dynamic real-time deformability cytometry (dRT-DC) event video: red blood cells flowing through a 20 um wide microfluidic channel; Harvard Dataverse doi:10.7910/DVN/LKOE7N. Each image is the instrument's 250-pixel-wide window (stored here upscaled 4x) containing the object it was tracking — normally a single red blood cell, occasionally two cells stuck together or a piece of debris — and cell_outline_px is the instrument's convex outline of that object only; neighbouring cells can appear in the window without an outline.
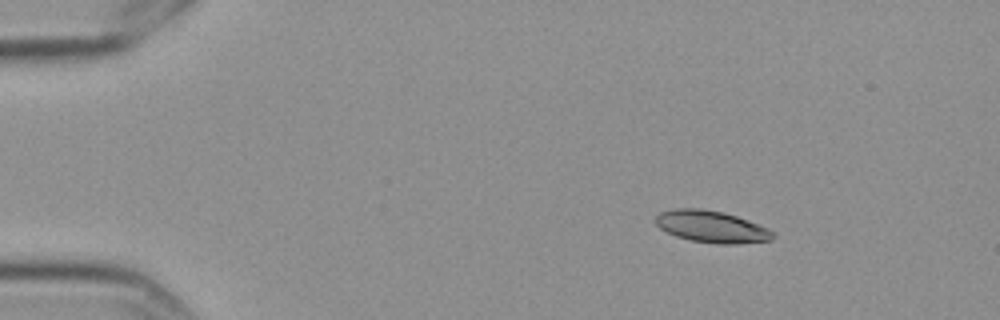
{"species": "Egyptian fruit bat (a non-hibernating species)", "species_latin": "Rousettus aegyptiacus", "temperature_condition": "cold", "stored_images_in_passage": 11, "camera_frame_rate_fps": 3000, "um_per_image_px": 0.085, "frame": {"image": 1, "passage_image": 2, "time_ms": 0.333, "image_size_px": [1000, 320], "cell_outline_px": [[776, 236], [772, 240], [736, 244], [716, 244], [692, 240], [676, 236], [660, 228], [656, 224], [656, 216], [660, 212], [672, 208], [704, 208], [724, 212], [748, 220], [768, 228], [776, 232]], "centroid_in_image_um": [60.52, 19.26], "position_along_channel_um": 24.5, "area_um2": 21.96}}
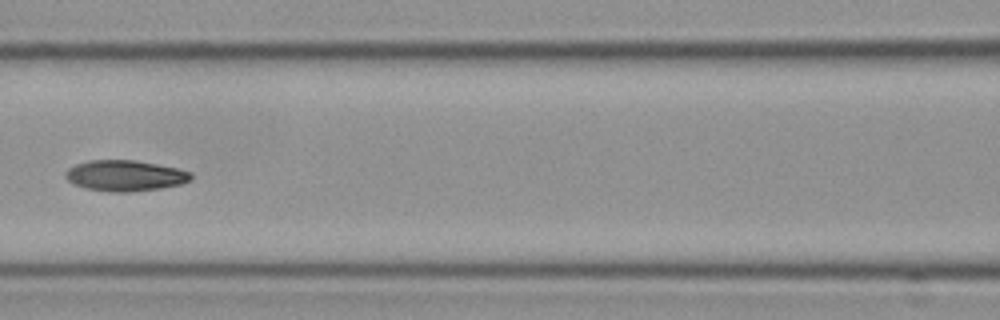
{"frame": {"image": 2, "passage_image": 7, "time_ms": 2.0, "image_size_px": [1000, 320], "cell_outline_px": [[192, 180], [180, 184], [160, 188], [128, 192], [108, 192], [84, 188], [72, 184], [64, 176], [64, 172], [68, 168], [76, 164], [88, 160], [136, 160], [176, 168], [192, 172]], "centroid_in_image_um": [10.59, 14.93], "position_along_channel_um": 156.0, "area_um2": 22.72}}
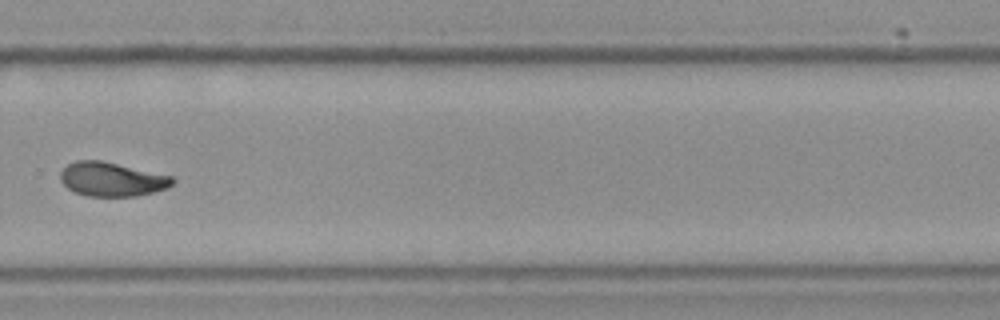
{"frame": {"image": 3, "passage_image": 11, "time_ms": 3.333, "image_size_px": [1000, 320], "cell_outline_px": [[176, 180], [168, 188], [136, 196], [88, 196], [72, 192], [60, 180], [60, 172], [68, 164], [76, 160], [100, 160], [172, 176]], "centroid_in_image_um": [9.49, 15.24], "position_along_channel_um": 320.3, "area_um2": 22.2}}